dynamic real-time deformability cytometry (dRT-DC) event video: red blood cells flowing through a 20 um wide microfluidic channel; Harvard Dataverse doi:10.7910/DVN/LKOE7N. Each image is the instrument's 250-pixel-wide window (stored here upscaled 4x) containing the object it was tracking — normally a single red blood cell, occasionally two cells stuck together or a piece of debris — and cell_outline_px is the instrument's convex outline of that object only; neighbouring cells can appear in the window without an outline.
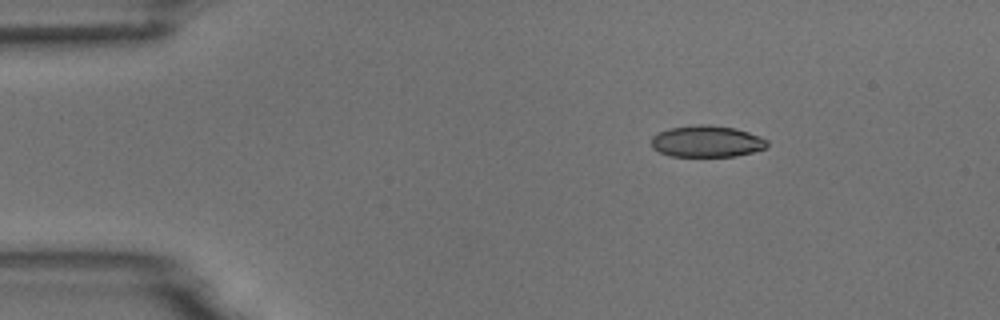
{"species": "common noctule bat (a hibernating species)", "species_latin": "Nyctalus noctula", "temperature_condition": "room temperature", "stored_images_in_passage": 4, "camera_frame_rate_fps": 3000, "um_per_image_px": 0.085, "animal": {"sex": "male", "body_mass_g": 18.8}, "frame": {"image": 1, "passage_image": 1, "time_ms": 0.0, "image_size_px": [1000, 320], "cell_outline_px": [[768, 148], [736, 156], [672, 156], [660, 152], [652, 148], [652, 136], [668, 128], [700, 124], [708, 124], [736, 128], [760, 136], [768, 140]], "centroid_in_image_um": [60.11, 12.01], "position_along_channel_um": 24.9, "area_um2": 21.39}}
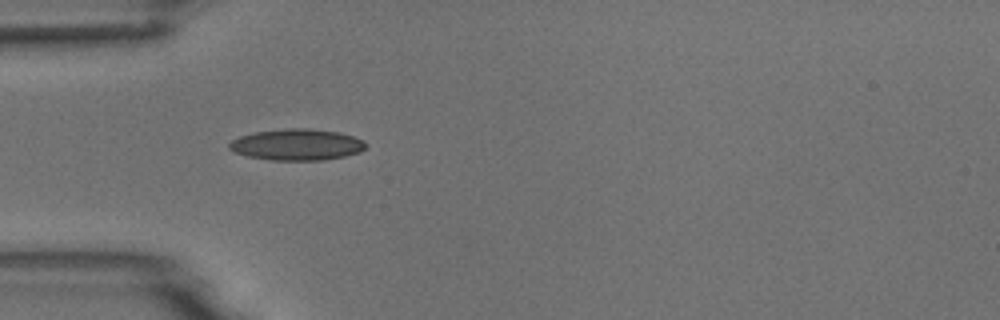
{"frame": {"image": 2, "passage_image": 3, "time_ms": 2.667, "image_size_px": [1000, 320], "cell_outline_px": [[368, 144], [360, 152], [344, 156], [324, 160], [268, 160], [248, 156], [236, 152], [228, 148], [228, 144], [232, 140], [240, 136], [256, 132], [288, 128], [308, 128], [340, 132], [364, 140]], "centroid_in_image_um": [25.26, 12.29], "position_along_channel_um": 59.7, "area_um2": 24.91}}